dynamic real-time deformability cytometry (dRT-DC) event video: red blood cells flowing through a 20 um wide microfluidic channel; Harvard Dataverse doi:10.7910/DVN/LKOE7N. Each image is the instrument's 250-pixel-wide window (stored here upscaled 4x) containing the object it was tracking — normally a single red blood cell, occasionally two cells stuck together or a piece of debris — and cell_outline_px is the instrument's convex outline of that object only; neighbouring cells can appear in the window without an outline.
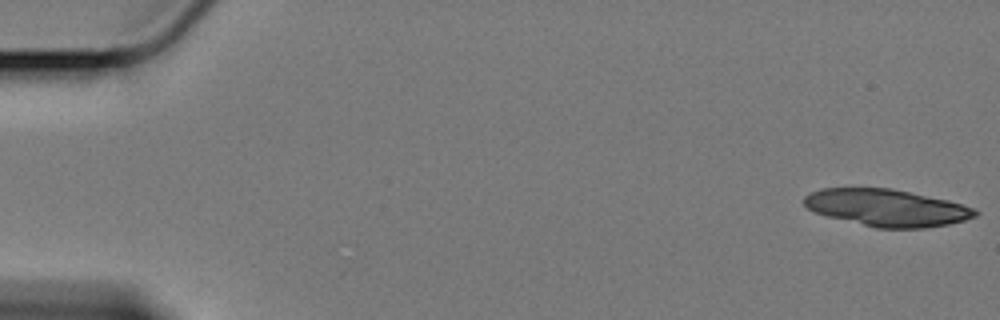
{"species": "Egyptian fruit bat (a non-hibernating species)", "species_latin": "Rousettus aegyptiacus", "temperature_condition": "cold", "stored_images_in_passage": 12, "camera_frame_rate_fps": 3000, "um_per_image_px": 0.085, "animal": {"sex": "female"}, "frame": {"image": 1, "passage_image": 1, "time_ms": 0.0, "image_size_px": [1000, 320], "cell_outline_px": [[980, 212], [976, 216], [964, 220], [948, 224], [924, 228], [876, 228], [828, 216], [816, 212], [808, 208], [804, 204], [804, 196], [820, 188], [892, 188], [948, 200], [972, 208]], "centroid_in_image_um": [75.37, 17.65], "position_along_channel_um": 9.6, "area_um2": 36.65}}